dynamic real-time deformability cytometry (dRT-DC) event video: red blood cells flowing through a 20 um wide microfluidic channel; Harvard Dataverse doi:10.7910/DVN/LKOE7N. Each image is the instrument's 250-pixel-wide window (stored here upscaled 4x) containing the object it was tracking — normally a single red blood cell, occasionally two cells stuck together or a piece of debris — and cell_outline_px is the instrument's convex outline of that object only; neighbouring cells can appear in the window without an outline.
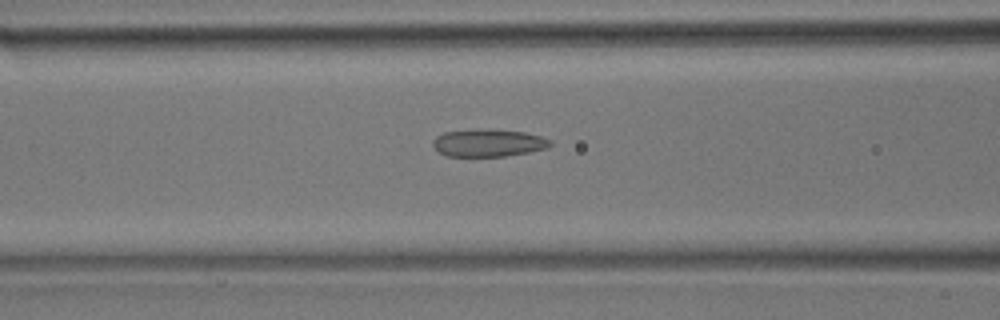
{"species": "common noctule bat (a hibernating species)", "species_latin": "Nyctalus noctula", "temperature_condition": "room temperature", "stored_images_in_passage": 39, "camera_frame_rate_fps": 3000, "um_per_image_px": 0.085, "animal": {"sex": "male", "body_mass_g": 17.9}, "frame": {"image": 1, "passage_image": 10, "time_ms": 3.0, "image_size_px": [1000, 320], "cell_outline_px": [[552, 144], [548, 148], [528, 152], [504, 156], [444, 156], [432, 144], [432, 140], [436, 136], [444, 132], [488, 128], [524, 132], [540, 136], [552, 140]], "centroid_in_image_um": [41.51, 12.14], "position_along_channel_um": 125.1, "area_um2": 18.9}}
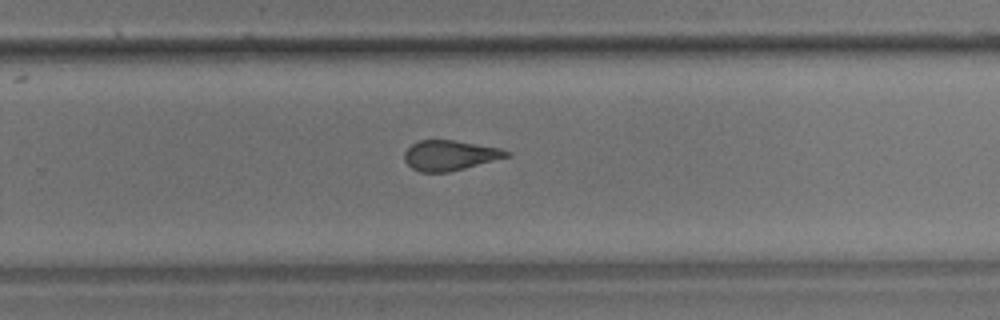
{"frame": {"image": 2, "passage_image": 22, "time_ms": 7.0, "image_size_px": [1000, 320], "cell_outline_px": [[512, 156], [448, 172], [420, 172], [412, 168], [404, 160], [404, 152], [412, 144], [420, 140], [452, 140], [500, 148], [512, 152]], "centroid_in_image_um": [38.25, 13.21], "position_along_channel_um": 291.5, "area_um2": 17.86}}
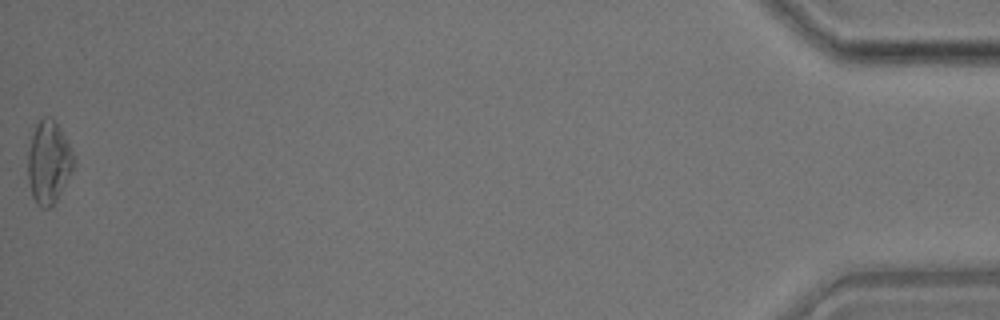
{"frame": {"image": 3, "passage_image": 39, "time_ms": 12.667, "image_size_px": [1000, 320], "cell_outline_px": [[76, 164], [56, 200], [48, 208], [40, 208], [36, 204], [32, 196], [28, 180], [28, 152], [32, 136], [36, 124], [44, 116], [52, 116], [64, 136], [76, 160]], "centroid_in_image_um": [4.13, 13.8], "position_along_channel_um": 431.1, "area_um2": 21.96}}